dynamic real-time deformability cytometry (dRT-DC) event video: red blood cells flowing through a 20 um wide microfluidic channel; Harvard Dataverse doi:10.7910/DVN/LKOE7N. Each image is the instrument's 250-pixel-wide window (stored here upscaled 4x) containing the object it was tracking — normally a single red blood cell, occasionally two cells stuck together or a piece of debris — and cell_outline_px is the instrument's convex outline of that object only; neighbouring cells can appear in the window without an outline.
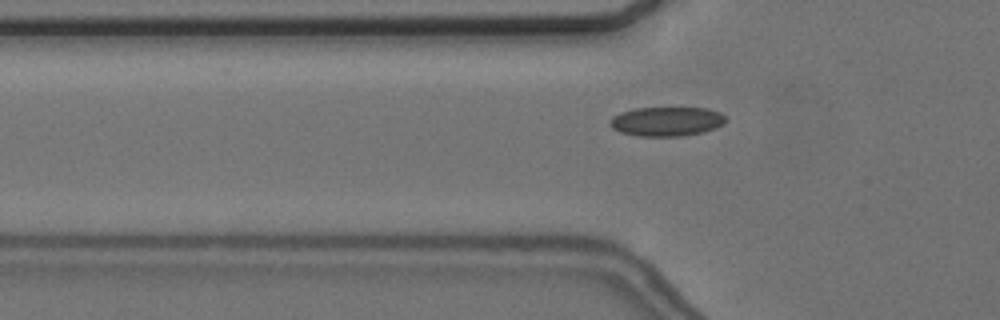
{"species": "common noctule bat (a hibernating species)", "species_latin": "Nyctalus noctula", "temperature_condition": "cold", "stored_images_in_passage": 48, "camera_frame_rate_fps": 3000, "um_per_image_px": 0.085, "animal": {"sex": "female", "body_mass_g": 24.6, "forearm_length_mm": 56.2}, "frame": {"image": 1, "passage_image": 10, "time_ms": 3.0, "image_size_px": [1000, 320], "cell_outline_px": [[724, 124], [716, 128], [704, 132], [684, 136], [640, 136], [620, 132], [612, 128], [608, 124], [608, 120], [612, 116], [620, 112], [636, 108], [708, 108], [720, 112], [724, 116]], "centroid_in_image_um": [56.64, 10.32], "position_along_channel_um": 69.2, "area_um2": 19.94}}
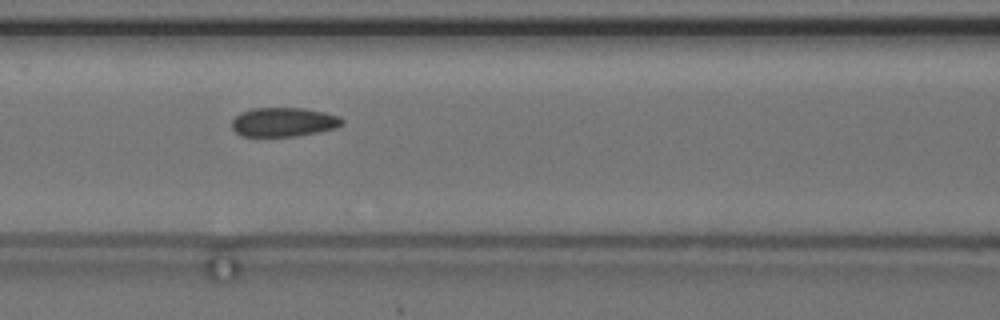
{"frame": {"image": 2, "passage_image": 16, "time_ms": 5.0, "image_size_px": [1000, 320], "cell_outline_px": [[344, 124], [336, 128], [296, 136], [240, 136], [232, 128], [232, 120], [240, 112], [252, 108], [304, 108], [324, 112], [340, 116], [344, 120]], "centroid_in_image_um": [24.11, 10.37], "position_along_channel_um": 142.5, "area_um2": 18.79}}
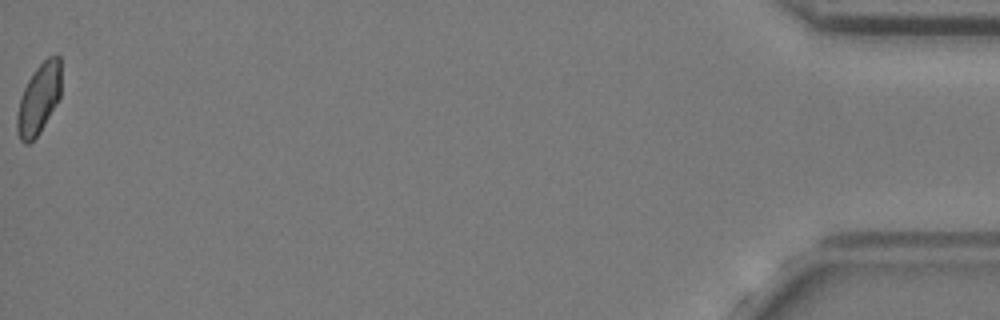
{"frame": {"image": 3, "passage_image": 48, "time_ms": 15.667, "image_size_px": [1000, 320], "cell_outline_px": [[60, 96], [40, 132], [28, 144], [24, 144], [20, 140], [16, 128], [16, 116], [20, 96], [28, 80], [36, 68], [48, 56], [56, 52], [60, 56]], "centroid_in_image_um": [3.28, 8.38], "position_along_channel_um": 431.9, "area_um2": 18.09}, "authors_computed_cell_mechanics": {"area_um2": 19.1896, "velocity_mm_per_s": 3.6402, "shape_relaxation_time_tau1_ms": null, "shape_relaxation_time_tau2_ms": 1.9097, "deformation_change_tau1": null, "deformation_change_tau2": 0.0567}}